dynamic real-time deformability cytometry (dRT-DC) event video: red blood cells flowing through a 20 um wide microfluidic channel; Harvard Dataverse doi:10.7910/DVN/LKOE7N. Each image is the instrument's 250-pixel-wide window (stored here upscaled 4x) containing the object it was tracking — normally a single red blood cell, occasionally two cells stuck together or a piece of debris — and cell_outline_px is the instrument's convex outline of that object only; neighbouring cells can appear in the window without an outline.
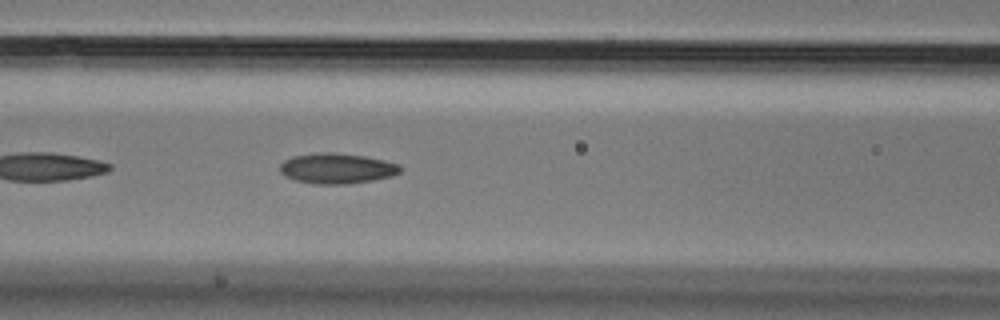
{"species": "Egyptian fruit bat (a non-hibernating species)", "species_latin": "Rousettus aegyptiacus", "temperature_condition": "cold", "stored_images_in_passage": 18, "camera_frame_rate_fps": 3000, "um_per_image_px": 0.085, "animal": {"sex": "male"}, "frame": {"image": 1, "passage_image": 8, "time_ms": 2.333, "image_size_px": [1000, 320], "cell_outline_px": [[400, 172], [392, 176], [372, 180], [348, 184], [316, 184], [296, 180], [280, 172], [280, 164], [284, 160], [292, 156], [320, 152], [332, 152], [364, 156], [384, 160], [400, 164]], "centroid_in_image_um": [28.64, 14.31], "position_along_channel_um": 138.0, "area_um2": 21.21}}
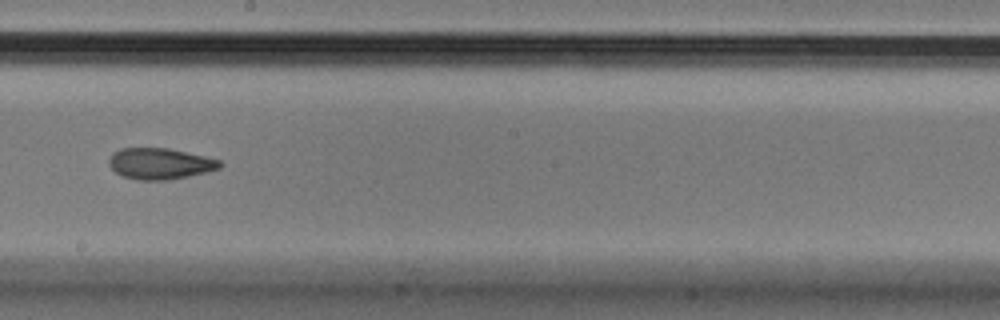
{"frame": {"image": 2, "passage_image": 16, "time_ms": 5.0, "image_size_px": [1000, 320], "cell_outline_px": [[224, 164], [220, 168], [208, 172], [168, 180], [140, 180], [124, 176], [116, 172], [108, 164], [108, 160], [112, 152], [120, 148], [168, 148], [204, 156], [220, 160]], "centroid_in_image_um": [13.6, 13.9], "position_along_channel_um": 234.6, "area_um2": 20.17}}